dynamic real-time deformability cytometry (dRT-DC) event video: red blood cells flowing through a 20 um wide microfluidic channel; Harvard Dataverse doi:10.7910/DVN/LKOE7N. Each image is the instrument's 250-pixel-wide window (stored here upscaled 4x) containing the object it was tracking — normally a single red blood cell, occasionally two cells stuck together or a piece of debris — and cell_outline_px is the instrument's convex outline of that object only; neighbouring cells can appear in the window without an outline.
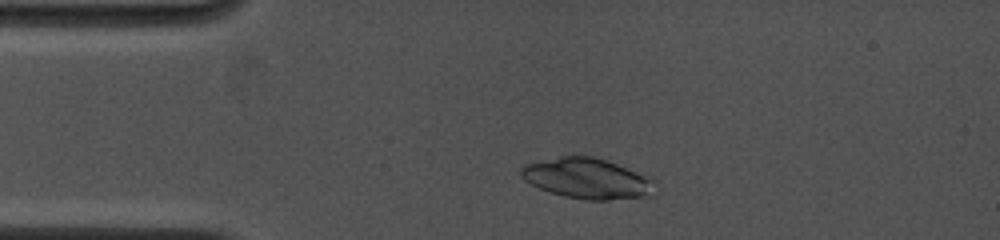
{"species": "common noctule bat (a hibernating species)", "species_latin": "Nyctalus noctula", "temperature_condition": "cold", "stored_images_in_passage": 5, "camera_frame_rate_fps": 4500, "um_per_image_px": 0.085, "animal": {"sex": "female", "body_mass_g": 19.0, "forearm_length_mm": 53.3}, "frame": {"image": 1, "passage_image": 3, "time_ms": 1.111, "image_size_px": [1000, 240], "cell_outline_px": [[660, 192], [656, 196], [608, 200], [584, 200], [564, 196], [540, 188], [524, 180], [520, 176], [520, 168], [524, 164], [560, 156], [592, 156], [608, 160], [652, 176], [656, 180]], "centroid_in_image_um": [50.07, 15.18], "position_along_channel_um": 34.9, "area_um2": 32.6}}